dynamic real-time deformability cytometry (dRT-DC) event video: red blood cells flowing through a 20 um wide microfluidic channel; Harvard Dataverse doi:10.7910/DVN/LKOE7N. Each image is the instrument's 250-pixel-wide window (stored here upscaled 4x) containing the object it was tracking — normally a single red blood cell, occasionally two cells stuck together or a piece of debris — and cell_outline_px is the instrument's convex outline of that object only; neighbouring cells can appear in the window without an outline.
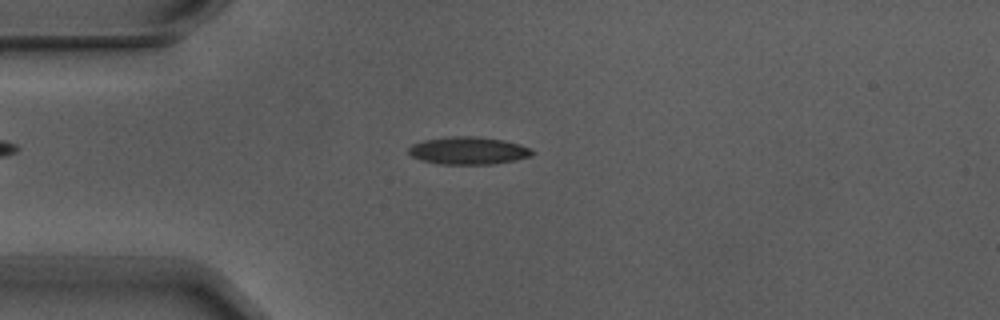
{"species": "Egyptian fruit bat (a non-hibernating species)", "species_latin": "Rousettus aegyptiacus", "temperature_condition": "warm", "stored_images_in_passage": 7, "camera_frame_rate_fps": 3000, "um_per_image_px": 0.085, "animal": {"sex": "male"}, "frame": {"image": 1, "passage_image": 5, "time_ms": 1.333, "image_size_px": [1000, 320], "cell_outline_px": [[536, 152], [532, 156], [516, 160], [492, 164], [440, 164], [420, 160], [412, 156], [408, 152], [408, 148], [412, 144], [424, 140], [452, 136], [476, 136], [504, 140], [520, 144]], "centroid_in_image_um": [39.82, 12.8], "position_along_channel_um": 45.2, "area_um2": 19.94}}